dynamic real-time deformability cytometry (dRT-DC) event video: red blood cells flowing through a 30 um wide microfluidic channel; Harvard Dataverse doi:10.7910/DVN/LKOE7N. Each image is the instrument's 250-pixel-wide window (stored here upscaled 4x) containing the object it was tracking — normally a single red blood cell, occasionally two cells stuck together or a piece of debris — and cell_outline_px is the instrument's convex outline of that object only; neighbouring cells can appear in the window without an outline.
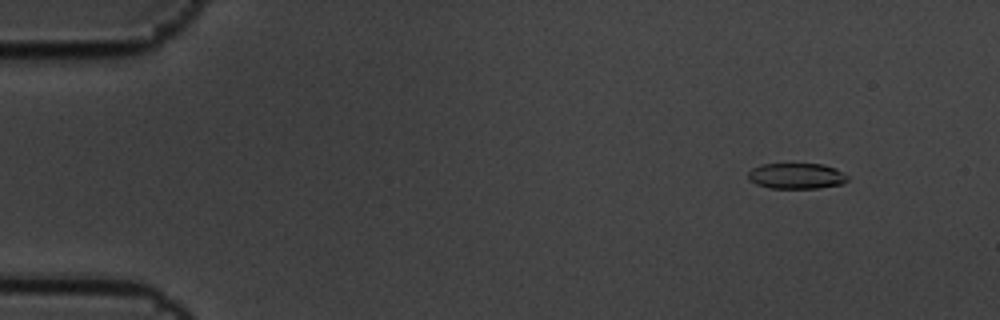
{"species": "common noctule bat (a hibernating species)", "species_latin": "Nyctalus noctula", "temperature_condition": "cold", "stored_images_in_passage": 6, "camera_frame_rate_fps": 3000, "um_per_image_px": 0.085, "animal": {"sex": "male", "body_mass_g": 19.5, "forearm_length_mm": 54.6}, "frame": {"image": 1, "passage_image": 2, "time_ms": 0.333, "image_size_px": [1000, 320], "cell_outline_px": [[848, 180], [844, 184], [820, 188], [768, 188], [756, 184], [748, 180], [748, 172], [752, 168], [760, 164], [824, 164], [836, 168], [848, 176]], "centroid_in_image_um": [67.7, 14.96], "position_along_channel_um": 17.3, "area_um2": 15.14}}
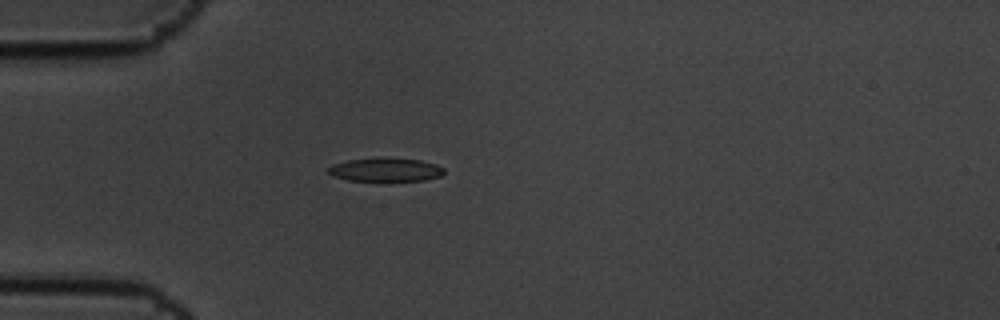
{"frame": {"image": 2, "passage_image": 5, "time_ms": 1.333, "image_size_px": [1000, 320], "cell_outline_px": [[444, 172], [440, 176], [424, 180], [348, 180], [332, 176], [324, 168], [332, 164], [348, 160], [420, 160], [436, 164], [444, 168]], "centroid_in_image_um": [32.73, 14.46], "position_along_channel_um": 52.3, "area_um2": 15.09}}